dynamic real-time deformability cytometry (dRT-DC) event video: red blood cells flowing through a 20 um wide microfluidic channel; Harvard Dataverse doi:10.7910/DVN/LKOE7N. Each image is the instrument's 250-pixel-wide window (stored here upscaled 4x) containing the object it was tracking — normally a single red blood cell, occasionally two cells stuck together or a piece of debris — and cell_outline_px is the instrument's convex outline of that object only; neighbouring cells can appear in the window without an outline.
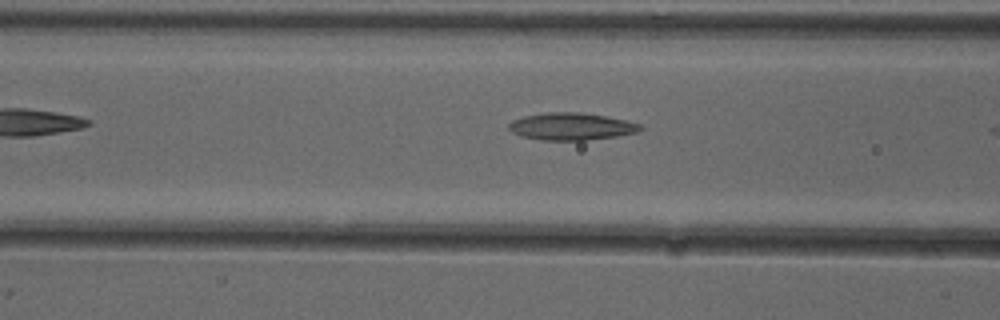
{"species": "common noctule bat (a hibernating species)", "species_latin": "Nyctalus noctula", "temperature_condition": "cold", "stored_images_in_passage": 5, "camera_frame_rate_fps": 3000, "um_per_image_px": 0.085, "animal": {"sex": "female"}, "frame": {"image": 1, "passage_image": 4, "time_ms": 1.0, "image_size_px": [1000, 320], "cell_outline_px": [[644, 128], [636, 132], [616, 136], [584, 140], [540, 140], [520, 136], [512, 132], [508, 128], [508, 124], [512, 120], [524, 116], [548, 112], [580, 112], [604, 116], [624, 120], [640, 124]], "centroid_in_image_um": [48.51, 10.75], "position_along_channel_um": 118.1, "area_um2": 20.75}}
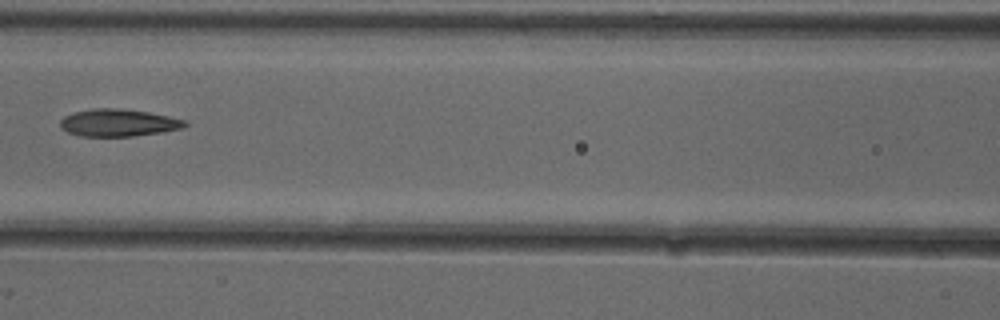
{"frame": {"image": 2, "passage_image": 5, "time_ms": 1.333, "image_size_px": [1000, 320], "cell_outline_px": [[188, 124], [184, 128], [160, 132], [132, 136], [84, 136], [68, 132], [60, 128], [60, 120], [64, 116], [76, 112], [92, 108], [124, 108], [148, 112], [188, 120]], "centroid_in_image_um": [10.09, 10.42], "position_along_channel_um": 156.5, "area_um2": 19.88}}